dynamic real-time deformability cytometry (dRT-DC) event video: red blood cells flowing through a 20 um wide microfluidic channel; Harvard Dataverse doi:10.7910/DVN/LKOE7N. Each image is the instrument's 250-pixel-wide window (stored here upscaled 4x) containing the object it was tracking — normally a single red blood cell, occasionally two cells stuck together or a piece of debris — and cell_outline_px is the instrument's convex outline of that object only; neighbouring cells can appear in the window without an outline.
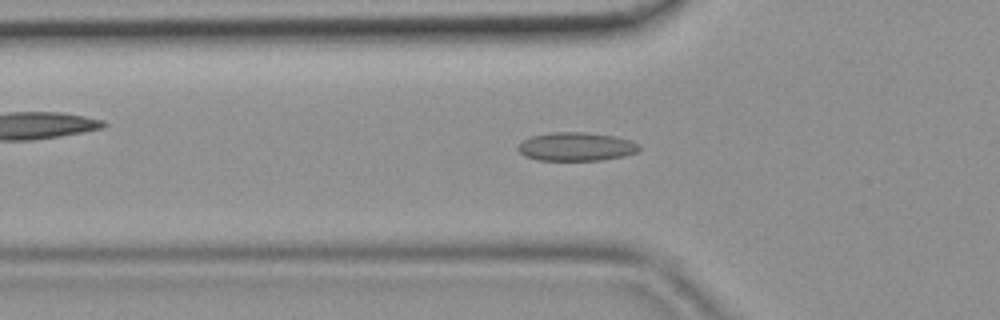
{"species": "common noctule bat (a hibernating species)", "species_latin": "Nyctalus noctula", "temperature_condition": "room temperature", "stored_images_in_passage": 44, "camera_frame_rate_fps": 3000, "um_per_image_px": 0.085, "animal": {"sex": "female", "body_mass_g": 19.9}, "frame": {"image": 1, "passage_image": 14, "time_ms": 4.333, "image_size_px": [1000, 320], "cell_outline_px": [[640, 148], [636, 152], [624, 156], [600, 160], [536, 160], [524, 156], [516, 148], [524, 140], [532, 136], [552, 132], [584, 132], [616, 136], [632, 140], [640, 144]], "centroid_in_image_um": [49.0, 12.46], "position_along_channel_um": 76.8, "area_um2": 20.23}}
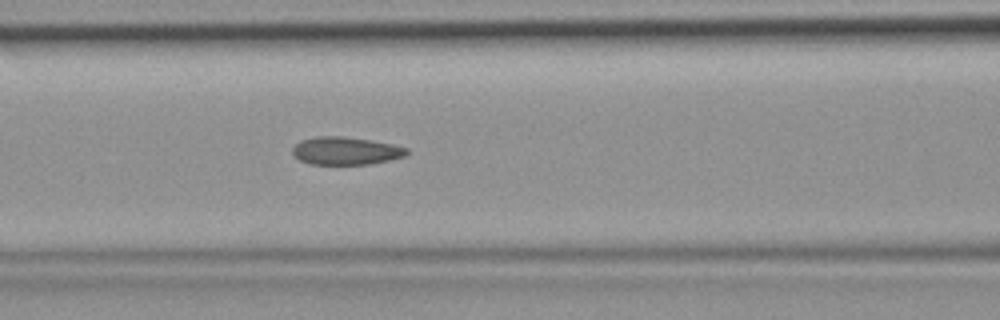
{"frame": {"image": 2, "passage_image": 18, "time_ms": 5.667, "image_size_px": [1000, 320], "cell_outline_px": [[408, 152], [404, 156], [388, 160], [368, 164], [312, 164], [300, 160], [292, 156], [292, 148], [300, 140], [316, 136], [340, 136], [368, 140], [392, 144], [408, 148]], "centroid_in_image_um": [29.33, 12.82], "position_along_channel_um": 137.3, "area_um2": 18.38}}
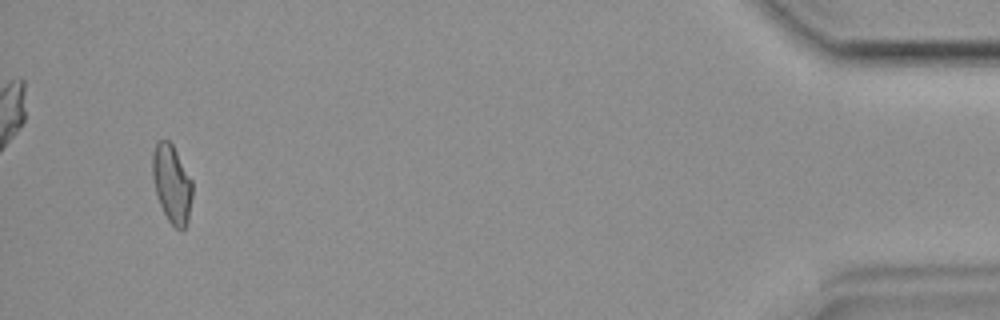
{"frame": {"image": 3, "passage_image": 42, "time_ms": 13.667, "image_size_px": [1000, 320], "cell_outline_px": [[192, 196], [188, 220], [184, 228], [180, 232], [168, 220], [160, 204], [156, 192], [152, 176], [152, 152], [156, 144], [160, 140], [168, 140], [172, 144], [192, 180]], "centroid_in_image_um": [14.61, 15.63], "position_along_channel_um": 420.6, "area_um2": 18.03}}